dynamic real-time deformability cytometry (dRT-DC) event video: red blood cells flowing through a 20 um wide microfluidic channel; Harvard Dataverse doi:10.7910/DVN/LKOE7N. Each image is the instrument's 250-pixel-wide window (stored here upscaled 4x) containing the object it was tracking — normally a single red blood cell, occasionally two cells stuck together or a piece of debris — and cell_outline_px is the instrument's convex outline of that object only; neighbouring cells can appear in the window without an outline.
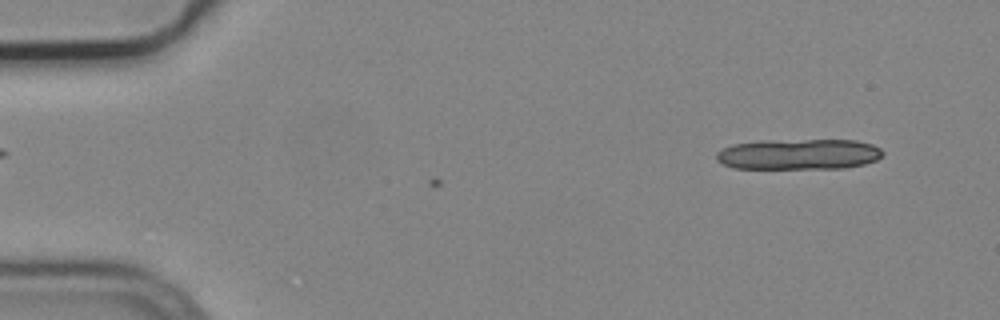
{"species": "common noctule bat (a hibernating species)", "species_latin": "Nyctalus noctula", "temperature_condition": "cold", "stored_images_in_passage": 3, "camera_frame_rate_fps": 3000, "um_per_image_px": 0.085, "animal": {"sex": "male", "body_mass_g": 19.2, "forearm_length_mm": 51.8}, "frame": {"image": 1, "passage_image": 1, "time_ms": 0.0, "image_size_px": [1000, 320], "cell_outline_px": [[884, 156], [876, 160], [864, 164], [844, 168], [732, 168], [716, 160], [716, 152], [732, 144], [764, 140], [856, 140], [872, 144], [880, 148], [884, 152]], "centroid_in_image_um": [67.91, 13.1], "position_along_channel_um": 17.1, "area_um2": 29.88}}